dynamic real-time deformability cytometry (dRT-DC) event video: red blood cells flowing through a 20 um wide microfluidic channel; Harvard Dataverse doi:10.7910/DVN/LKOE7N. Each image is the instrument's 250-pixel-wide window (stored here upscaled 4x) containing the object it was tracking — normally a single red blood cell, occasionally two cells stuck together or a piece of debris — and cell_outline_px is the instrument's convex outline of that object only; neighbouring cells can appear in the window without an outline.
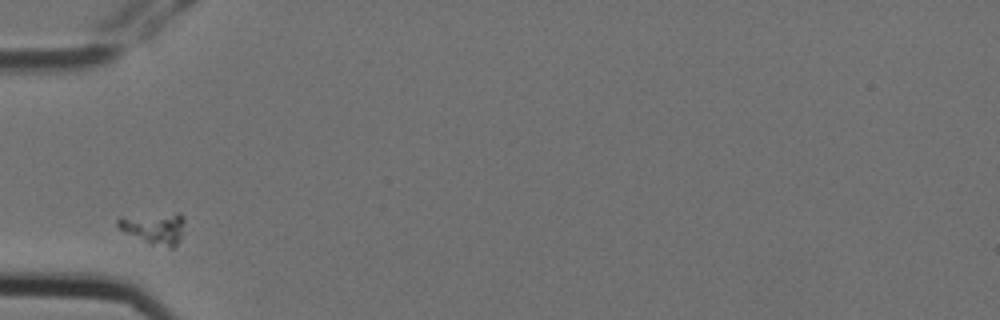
{"species": "Egyptian fruit bat (a non-hibernating species)", "species_latin": "Rousettus aegyptiacus", "temperature_condition": "cold", "stored_images_in_passage": 5, "camera_frame_rate_fps": 3000, "um_per_image_px": 0.085, "animal": {"sex": "female"}, "frame": {"image": 1, "passage_image": 1, "time_ms": 0.0, "image_size_px": [1000, 320], "cell_outline_px": [[184, 220], [180, 240], [172, 248], [168, 248], [152, 244], [120, 228], [116, 224], [116, 220], [176, 212], [180, 212], [184, 216]], "centroid_in_image_um": [13.24, 19.41], "position_along_channel_um": 71.8, "area_um2": 11.5}}
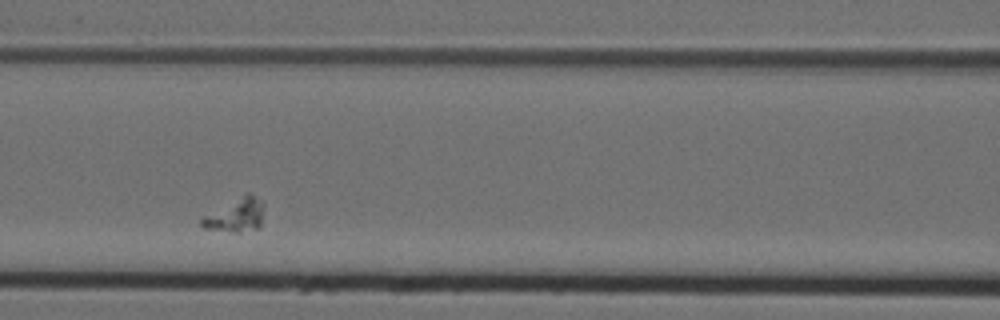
{"frame": {"image": 2, "passage_image": 3, "time_ms": 0.667, "image_size_px": [1000, 320], "cell_outline_px": [[264, 204], [260, 224], [256, 228], [236, 232], [232, 232], [204, 228], [200, 224], [200, 220], [204, 216], [248, 192], [260, 200]], "centroid_in_image_um": [20.04, 18.29], "position_along_channel_um": 146.6, "area_um2": 11.73}}
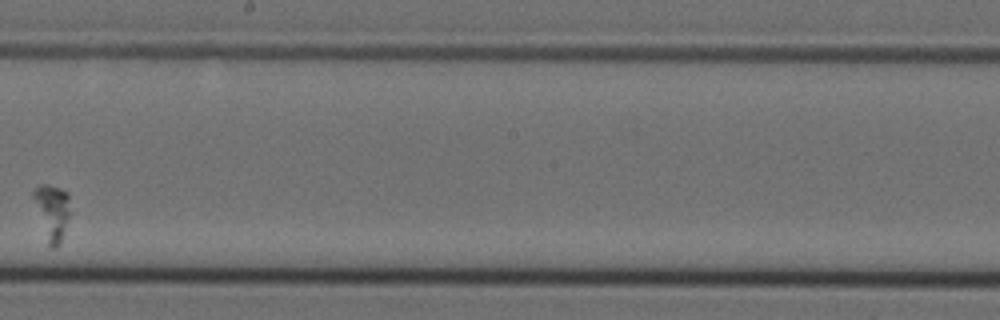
{"frame": {"image": 3, "passage_image": 5, "time_ms": 1.333, "image_size_px": [1000, 320], "cell_outline_px": [[72, 212], [60, 244], [56, 248], [52, 248], [48, 244], [32, 196], [32, 192], [40, 184], [48, 184], [60, 188], [68, 192]], "centroid_in_image_um": [4.48, 18.0], "position_along_channel_um": 243.7, "area_um2": 12.14}}